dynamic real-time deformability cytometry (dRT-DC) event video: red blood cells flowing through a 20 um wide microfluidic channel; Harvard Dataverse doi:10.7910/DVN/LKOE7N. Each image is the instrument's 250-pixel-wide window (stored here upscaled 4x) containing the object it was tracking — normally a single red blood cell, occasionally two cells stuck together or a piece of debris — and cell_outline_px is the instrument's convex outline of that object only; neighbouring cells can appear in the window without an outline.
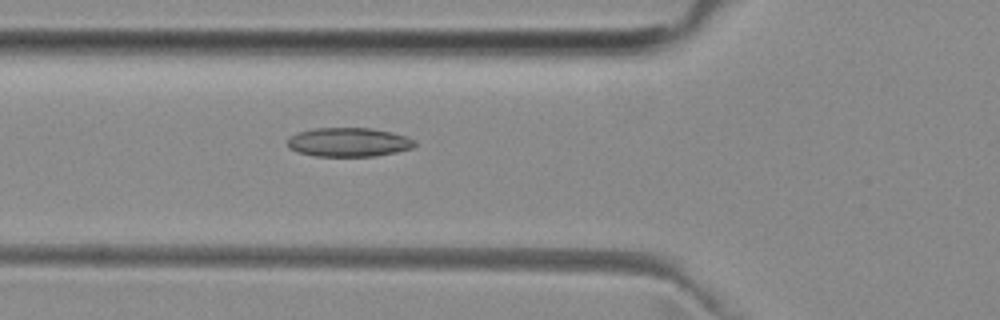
{"species": "common noctule bat (a hibernating species)", "species_latin": "Nyctalus noctula", "temperature_condition": "room temperature", "stored_images_in_passage": 51, "camera_frame_rate_fps": 3000, "um_per_image_px": 0.085, "animal": {"sex": "female", "body_mass_g": 29.2, "forearm_length_mm": 56.3}, "frame": {"image": 1, "passage_image": 18, "time_ms": 5.667, "image_size_px": [1000, 320], "cell_outline_px": [[416, 144], [412, 148], [396, 152], [376, 156], [316, 156], [300, 152], [288, 148], [288, 140], [292, 136], [300, 132], [316, 128], [372, 128], [392, 132], [408, 136], [416, 140]], "centroid_in_image_um": [29.71, 12.08], "position_along_channel_um": 96.1, "area_um2": 21.44}}
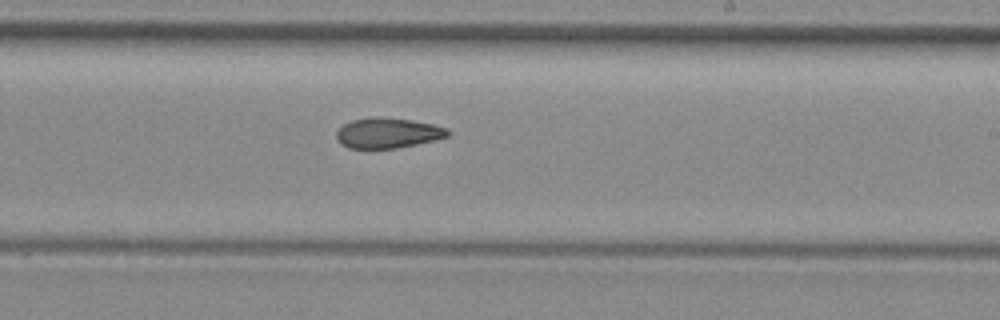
{"frame": {"image": 2, "passage_image": 30, "time_ms": 9.667, "image_size_px": [1000, 320], "cell_outline_px": [[452, 132], [448, 136], [436, 140], [396, 148], [348, 148], [340, 144], [336, 136], [336, 132], [344, 124], [352, 120], [376, 116], [412, 120], [432, 124], [448, 128]], "centroid_in_image_um": [32.98, 11.3], "position_along_channel_um": 256.0, "area_um2": 19.71}}
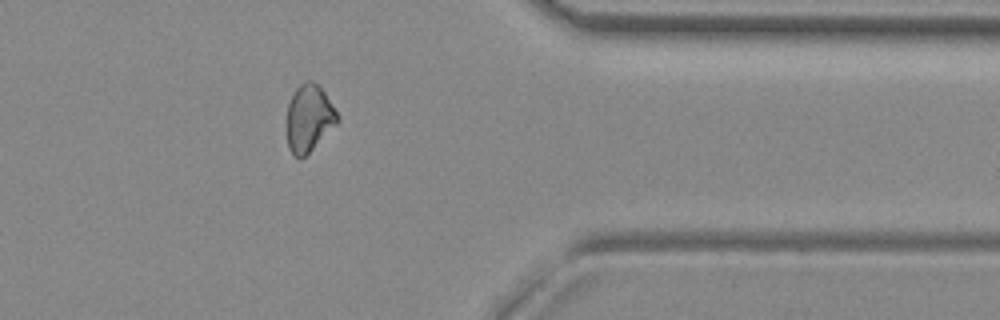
{"frame": {"image": 3, "passage_image": 41, "time_ms": 13.333, "image_size_px": [1000, 320], "cell_outline_px": [[340, 120], [304, 156], [296, 156], [288, 148], [288, 104], [296, 88], [304, 80], [312, 80], [324, 92], [340, 116]], "centroid_in_image_um": [26.28, 10.0], "position_along_channel_um": 385.1, "area_um2": 19.19}, "authors_computed_cell_mechanics": {"area_um2": 20.519, "velocity_mm_per_s": 3.9928, "shape_relaxation_time_tau1_ms": null, "shape_relaxation_time_tau2_ms": 8.4353, "deformation_change_tau1": null, "deformation_change_tau2": 0.1391}}